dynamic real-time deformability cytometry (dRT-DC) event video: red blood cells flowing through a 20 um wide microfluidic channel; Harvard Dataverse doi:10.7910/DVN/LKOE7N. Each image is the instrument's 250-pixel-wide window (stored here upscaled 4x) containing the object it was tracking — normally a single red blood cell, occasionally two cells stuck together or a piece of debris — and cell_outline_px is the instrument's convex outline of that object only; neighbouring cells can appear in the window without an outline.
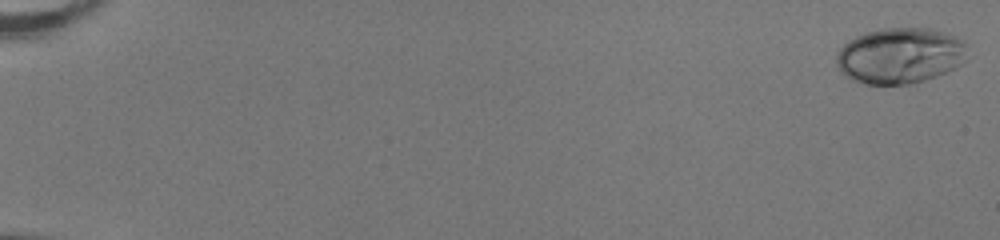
{"species": "human", "species_latin": "Homo sapiens", "temperature_condition": "room temperature", "stored_images_in_passage": 53, "camera_frame_rate_fps": 3000, "um_per_image_px": 0.085, "donor": {"sex": "female"}, "frame": {"image": 1, "passage_image": 1, "time_ms": 0.0, "image_size_px": [1000, 240], "cell_outline_px": [[968, 60], [956, 68], [924, 80], [908, 84], [864, 84], [852, 80], [844, 76], [840, 72], [836, 64], [836, 52], [848, 40], [856, 36], [868, 32], [884, 28], [932, 28], [956, 36], [964, 40], [968, 44]], "centroid_in_image_um": [76.53, 4.73], "position_along_channel_um": 8.5, "area_um2": 43.29}}
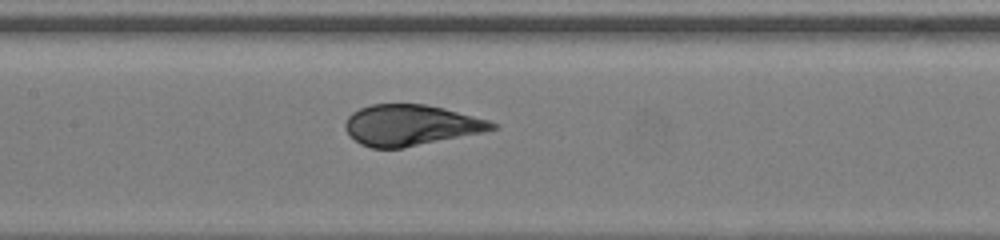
{"frame": {"image": 2, "passage_image": 28, "time_ms": 9.0, "image_size_px": [1000, 240], "cell_outline_px": [[500, 128], [484, 132], [400, 148], [372, 148], [360, 144], [344, 128], [344, 124], [348, 116], [352, 112], [360, 108], [372, 104], [424, 104], [444, 108], [488, 120], [500, 124]], "centroid_in_image_um": [34.93, 10.63], "position_along_channel_um": 172.5, "area_um2": 34.8}}
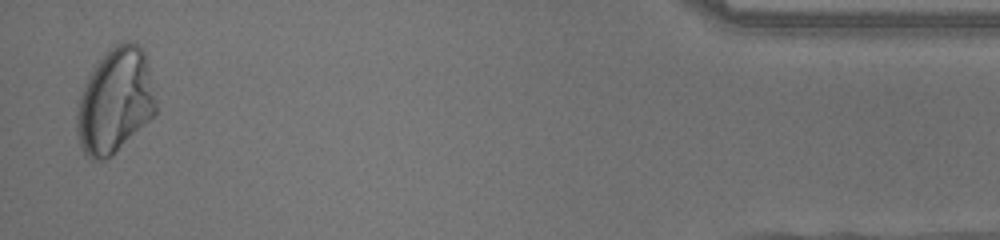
{"frame": {"image": 3, "passage_image": 52, "time_ms": 17.0, "image_size_px": [1000, 240], "cell_outline_px": [[156, 112], [144, 124], [104, 160], [92, 160], [84, 152], [80, 144], [76, 132], [76, 108], [80, 92], [92, 68], [104, 52], [116, 44], [124, 40], [128, 40], [144, 48], [156, 104]], "centroid_in_image_um": [9.74, 8.52], "position_along_channel_um": 425.5, "area_um2": 47.97}, "authors_computed_cell_mechanics": {"area_um2": 36.8764, "velocity_mm_per_s": 4.0311, "shape_relaxation_time_tau1_ms": 3.3873, "shape_relaxation_time_tau2_ms": null, "deformation_change_tau1": 0.1948, "deformation_change_tau2": null}}